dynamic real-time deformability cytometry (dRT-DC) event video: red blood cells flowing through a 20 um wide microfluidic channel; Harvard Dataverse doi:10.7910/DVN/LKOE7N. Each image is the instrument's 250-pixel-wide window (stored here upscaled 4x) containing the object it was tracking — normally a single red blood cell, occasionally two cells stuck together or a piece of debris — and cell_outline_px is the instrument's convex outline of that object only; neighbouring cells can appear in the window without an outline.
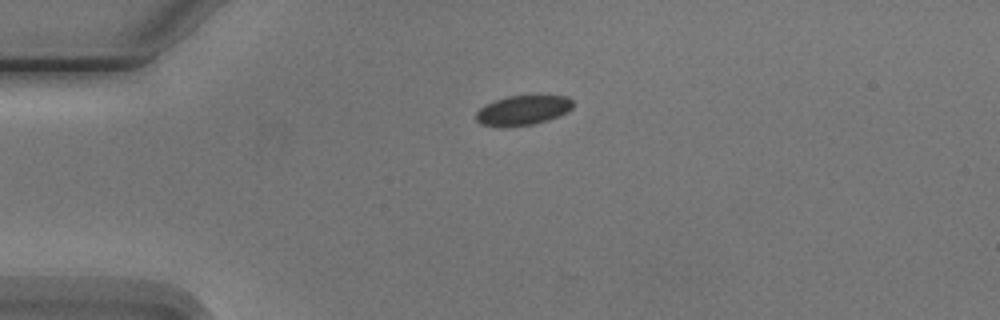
{"species": "Egyptian fruit bat (a non-hibernating species)", "species_latin": "Rousettus aegyptiacus", "temperature_condition": "cold", "stored_images_in_passage": 1, "camera_frame_rate_fps": 3000, "um_per_image_px": 0.085, "animal": {"sex": "male"}, "frame": {"image": 1, "passage_image": 1, "time_ms": 0.0, "image_size_px": [1000, 320], "cell_outline_px": [[572, 108], [568, 112], [560, 116], [548, 120], [532, 124], [508, 128], [504, 128], [480, 124], [476, 120], [476, 112], [484, 104], [504, 96], [536, 92], [568, 96], [572, 100]], "centroid_in_image_um": [44.47, 9.32], "position_along_channel_um": 40.5, "area_um2": 18.03}}